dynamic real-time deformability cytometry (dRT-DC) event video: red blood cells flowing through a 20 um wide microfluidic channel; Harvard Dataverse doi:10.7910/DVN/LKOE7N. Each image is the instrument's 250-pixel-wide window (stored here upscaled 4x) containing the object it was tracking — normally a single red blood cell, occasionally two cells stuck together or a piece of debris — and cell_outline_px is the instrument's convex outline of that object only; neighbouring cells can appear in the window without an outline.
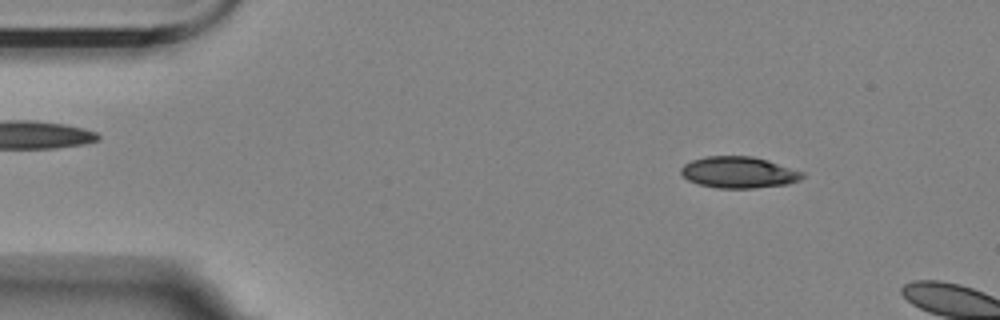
{"species": "Egyptian fruit bat (a non-hibernating species)", "species_latin": "Rousettus aegyptiacus", "temperature_condition": "room temperature", "stored_images_in_passage": 10, "camera_frame_rate_fps": 3000, "um_per_image_px": 0.085, "animal": {"sex": "female"}, "frame": {"image": 1, "passage_image": 6, "time_ms": 1.667, "image_size_px": [1000, 320], "cell_outline_px": [[804, 176], [800, 180], [788, 184], [756, 188], [716, 188], [700, 184], [688, 180], [680, 172], [680, 168], [684, 164], [692, 160], [704, 156], [752, 156], [768, 160], [804, 172]], "centroid_in_image_um": [62.8, 14.65], "position_along_channel_um": 22.2, "area_um2": 22.31}}